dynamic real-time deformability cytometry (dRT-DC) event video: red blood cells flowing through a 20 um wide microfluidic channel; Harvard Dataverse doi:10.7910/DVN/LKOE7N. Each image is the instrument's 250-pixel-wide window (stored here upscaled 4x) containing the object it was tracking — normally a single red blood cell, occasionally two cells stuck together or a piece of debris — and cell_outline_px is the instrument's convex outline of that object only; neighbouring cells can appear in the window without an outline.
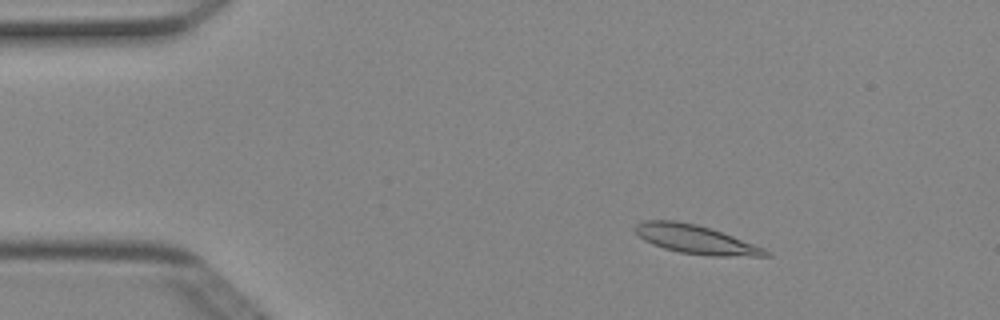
{"species": "Egyptian fruit bat (a non-hibernating species)", "species_latin": "Rousettus aegyptiacus", "temperature_condition": "cold", "stored_images_in_passage": 51, "camera_frame_rate_fps": 3000, "um_per_image_px": 0.085, "animal": {"sex": "female"}, "frame": {"image": 1, "passage_image": 8, "time_ms": 2.333, "image_size_px": [1000, 320], "cell_outline_px": [[772, 256], [712, 256], [680, 252], [664, 248], [652, 244], [644, 240], [632, 228], [636, 224], [644, 220], [676, 220], [696, 224], [732, 236], [764, 248], [772, 252]], "centroid_in_image_um": [59.11, 20.35], "position_along_channel_um": 25.9, "area_um2": 21.68}}
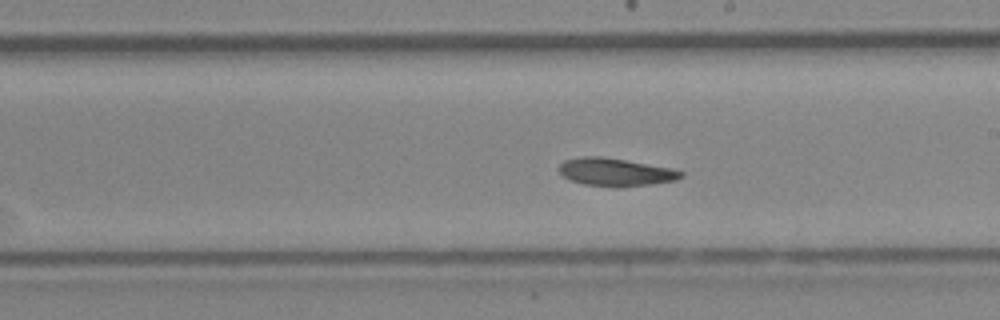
{"frame": {"image": 2, "passage_image": 29, "time_ms": 9.333, "image_size_px": [1000, 320], "cell_outline_px": [[684, 176], [676, 180], [652, 184], [616, 188], [612, 188], [584, 184], [572, 180], [564, 176], [560, 172], [560, 164], [564, 160], [584, 156], [600, 156], [672, 168], [684, 172]], "centroid_in_image_um": [52.35, 14.64], "position_along_channel_um": 236.7, "area_um2": 19.83}}
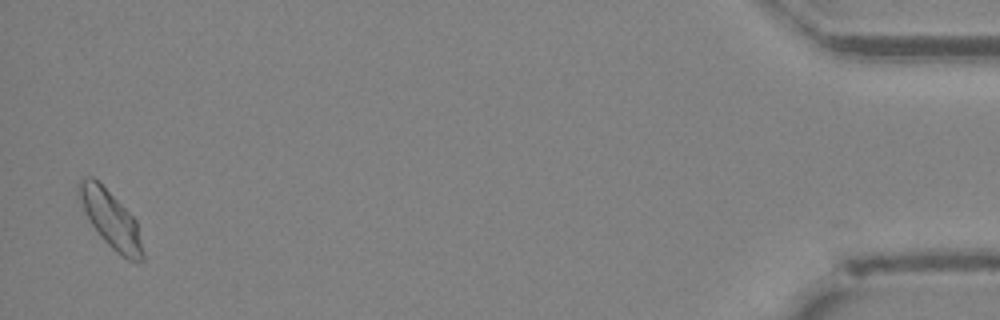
{"frame": {"image": 3, "passage_image": 50, "time_ms": 16.333, "image_size_px": [1000, 320], "cell_outline_px": [[144, 260], [140, 264], [128, 260], [116, 252], [100, 236], [84, 212], [76, 196], [76, 184], [84, 176], [92, 176], [136, 220], [144, 252]], "centroid_in_image_um": [9.38, 18.66], "position_along_channel_um": 425.8, "area_um2": 21.21}, "authors_computed_cell_mechanics": {"area_um2": 20.2878, "velocity_mm_per_s": 3.9497, "shape_relaxation_time_tau1_ms": 6.9126, "shape_relaxation_time_tau2_ms": 6.832, "deformation_change_tau1": 0.1563, "deformation_change_tau2": 0.1085}}